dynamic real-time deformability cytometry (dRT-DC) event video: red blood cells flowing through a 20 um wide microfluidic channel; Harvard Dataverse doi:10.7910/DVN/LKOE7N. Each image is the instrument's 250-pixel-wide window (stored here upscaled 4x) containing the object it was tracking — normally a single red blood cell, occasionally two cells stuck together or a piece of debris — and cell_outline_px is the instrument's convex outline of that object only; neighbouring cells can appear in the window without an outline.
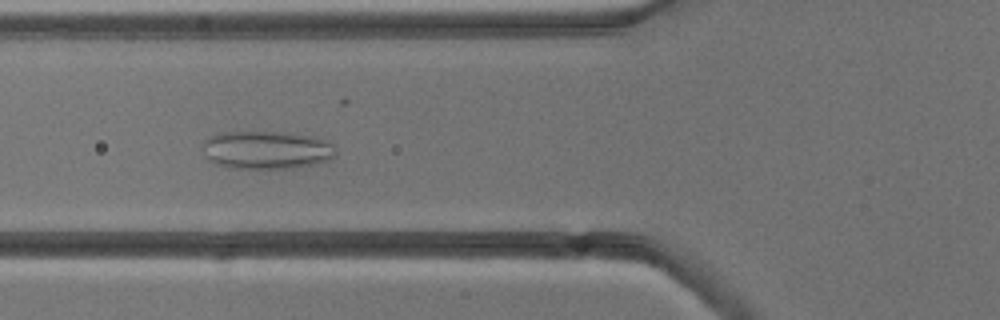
{"species": "common noctule bat (a hibernating species)", "species_latin": "Nyctalus noctula", "temperature_condition": "cold", "stored_images_in_passage": 8, "camera_frame_rate_fps": 3000, "um_per_image_px": 0.085, "animal": {"sex": "male", "body_mass_g": 13.3}, "frame": {"image": 1, "passage_image": 6, "time_ms": 5.667, "image_size_px": [1000, 320], "cell_outline_px": [[336, 156], [332, 160], [316, 164], [292, 168], [232, 168], [216, 164], [208, 160], [200, 144], [204, 140], [220, 132], [284, 132], [308, 136], [328, 140], [332, 144], [336, 152]], "centroid_in_image_um": [22.67, 12.75], "position_along_channel_um": 103.1, "area_um2": 29.82}}